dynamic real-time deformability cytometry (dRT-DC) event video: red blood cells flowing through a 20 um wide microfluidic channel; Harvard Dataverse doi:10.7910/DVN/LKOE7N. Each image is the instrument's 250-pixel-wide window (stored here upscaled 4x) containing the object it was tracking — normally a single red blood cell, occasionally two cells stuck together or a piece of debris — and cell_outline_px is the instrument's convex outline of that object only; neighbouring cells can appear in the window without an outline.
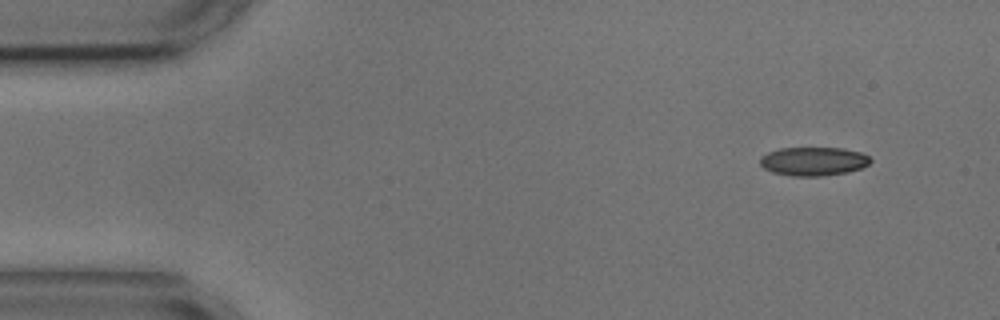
{"species": "common noctule bat (a hibernating species)", "species_latin": "Nyctalus noctula", "temperature_condition": "cold", "stored_images_in_passage": 7, "camera_frame_rate_fps": 3000, "um_per_image_px": 0.085, "animal": {"sex": "male", "body_mass_g": 17.9, "forearm_length_mm": 54.2}, "frame": {"image": 1, "passage_image": 1, "time_ms": 0.0, "image_size_px": [1000, 320], "cell_outline_px": [[872, 160], [868, 164], [860, 168], [848, 172], [820, 176], [792, 176], [772, 172], [764, 168], [760, 164], [760, 156], [768, 152], [780, 148], [844, 148], [860, 152], [868, 156]], "centroid_in_image_um": [69.12, 13.71], "position_along_channel_um": 15.9, "area_um2": 18.44}}